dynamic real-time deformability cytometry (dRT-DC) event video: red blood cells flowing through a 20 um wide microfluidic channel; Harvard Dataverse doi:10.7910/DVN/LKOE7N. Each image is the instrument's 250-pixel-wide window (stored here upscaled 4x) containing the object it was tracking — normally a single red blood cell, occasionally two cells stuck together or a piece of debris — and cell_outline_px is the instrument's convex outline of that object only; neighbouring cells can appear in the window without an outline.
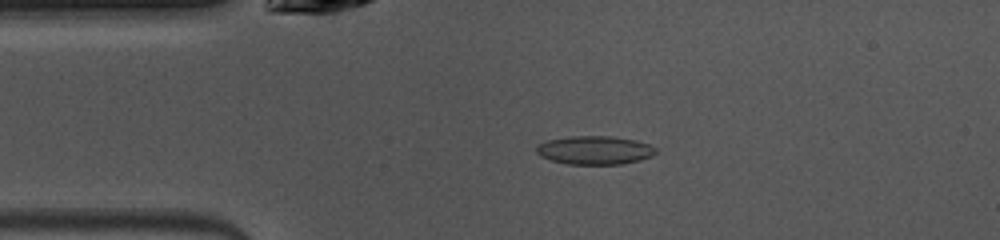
{"species": "common noctule bat (a hibernating species)", "species_latin": "Nyctalus noctula", "temperature_condition": "warm", "stored_images_in_passage": 47, "camera_frame_rate_fps": 3000, "um_per_image_px": 0.085, "animal": {"sex": "female", "body_mass_g": 10.0, "forearm_length_mm": 53.1}, "frame": {"image": 1, "passage_image": 9, "time_ms": 2.667, "image_size_px": [1000, 240], "cell_outline_px": [[656, 152], [652, 156], [640, 160], [624, 164], [568, 164], [552, 160], [540, 156], [536, 152], [536, 144], [548, 140], [568, 136], [612, 136], [636, 140], [652, 144], [656, 148]], "centroid_in_image_um": [50.57, 12.76], "position_along_channel_um": 34.4, "area_um2": 20.06}}
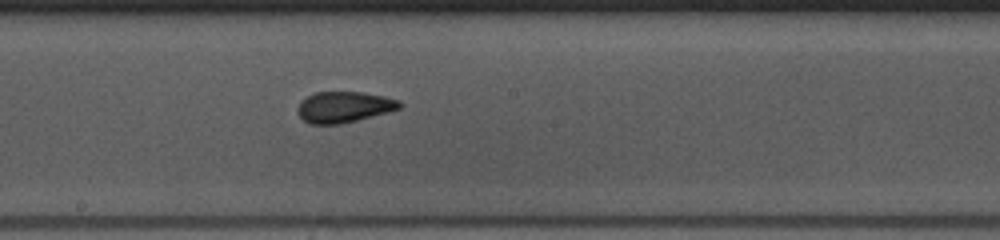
{"frame": {"image": 2, "passage_image": 24, "time_ms": 7.667, "image_size_px": [1000, 240], "cell_outline_px": [[404, 104], [400, 108], [388, 112], [340, 124], [308, 124], [300, 116], [300, 104], [308, 96], [316, 92], [360, 92], [384, 96], [400, 100]], "centroid_in_image_um": [29.3, 9.09], "position_along_channel_um": 218.9, "area_um2": 18.09}}
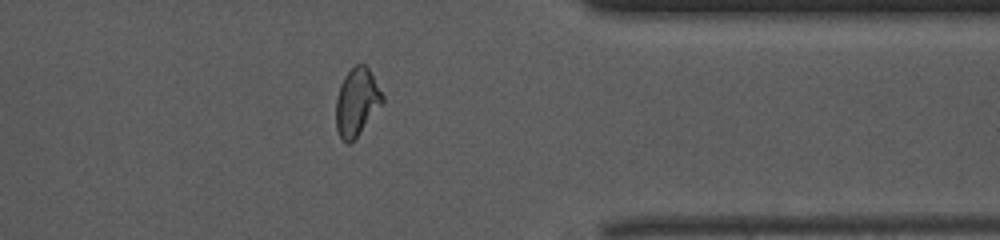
{"frame": {"image": 3, "passage_image": 37, "time_ms": 12.0, "image_size_px": [1000, 240], "cell_outline_px": [[384, 104], [352, 144], [348, 144], [340, 140], [336, 128], [336, 100], [340, 84], [344, 76], [356, 64], [364, 64], [368, 68], [384, 96]], "centroid_in_image_um": [30.33, 8.75], "position_along_channel_um": 381.1, "area_um2": 18.79}, "authors_computed_cell_mechanics": {"area_um2": 18.6694, "velocity_mm_per_s": 4.0692, "shape_relaxation_time_tau1_ms": 5.1637, "shape_relaxation_time_tau2_ms": 1.3736, "deformation_change_tau1": 0.1757, "deformation_change_tau2": 0.0701}}